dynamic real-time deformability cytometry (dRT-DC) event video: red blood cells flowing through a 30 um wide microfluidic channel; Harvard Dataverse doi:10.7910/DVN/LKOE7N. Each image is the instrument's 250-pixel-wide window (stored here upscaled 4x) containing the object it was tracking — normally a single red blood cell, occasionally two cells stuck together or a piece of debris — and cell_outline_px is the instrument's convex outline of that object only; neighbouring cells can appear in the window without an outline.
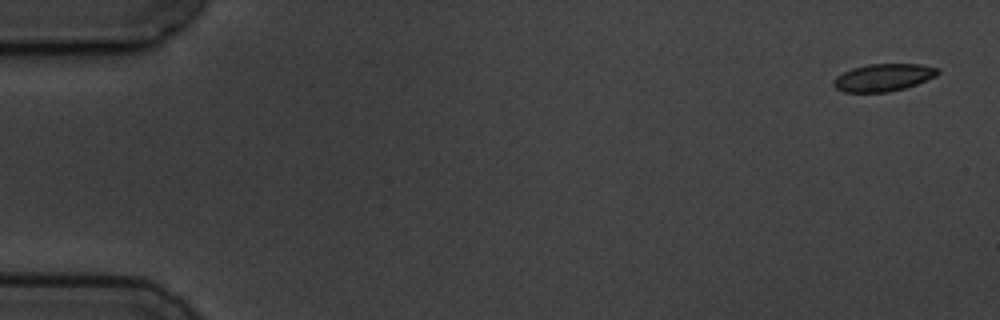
{"species": "common noctule bat (a hibernating species)", "species_latin": "Nyctalus noctula", "temperature_condition": "cold", "stored_images_in_passage": 5, "camera_frame_rate_fps": 3000, "um_per_image_px": 0.085, "animal": {"sex": "male", "body_mass_g": 19.5, "forearm_length_mm": 54.6}, "frame": {"image": 1, "passage_image": 1, "time_ms": 0.0, "image_size_px": [1000, 320], "cell_outline_px": [[940, 72], [936, 76], [916, 84], [904, 88], [888, 92], [844, 92], [836, 88], [832, 84], [832, 80], [836, 76], [852, 68], [868, 64], [920, 64], [936, 68]], "centroid_in_image_um": [75.05, 6.59], "position_along_channel_um": 10.0, "area_um2": 16.59}}
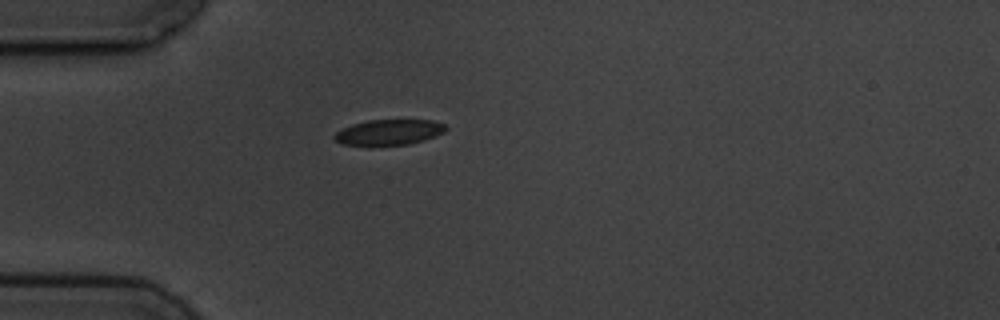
{"frame": {"image": 2, "passage_image": 5, "time_ms": 4.667, "image_size_px": [1000, 320], "cell_outline_px": [[448, 128], [444, 132], [436, 136], [424, 140], [408, 144], [372, 148], [368, 148], [340, 144], [332, 136], [336, 132], [352, 124], [368, 120], [432, 120], [444, 124]], "centroid_in_image_um": [33.01, 11.29], "position_along_channel_um": 52.0, "area_um2": 17.28}}